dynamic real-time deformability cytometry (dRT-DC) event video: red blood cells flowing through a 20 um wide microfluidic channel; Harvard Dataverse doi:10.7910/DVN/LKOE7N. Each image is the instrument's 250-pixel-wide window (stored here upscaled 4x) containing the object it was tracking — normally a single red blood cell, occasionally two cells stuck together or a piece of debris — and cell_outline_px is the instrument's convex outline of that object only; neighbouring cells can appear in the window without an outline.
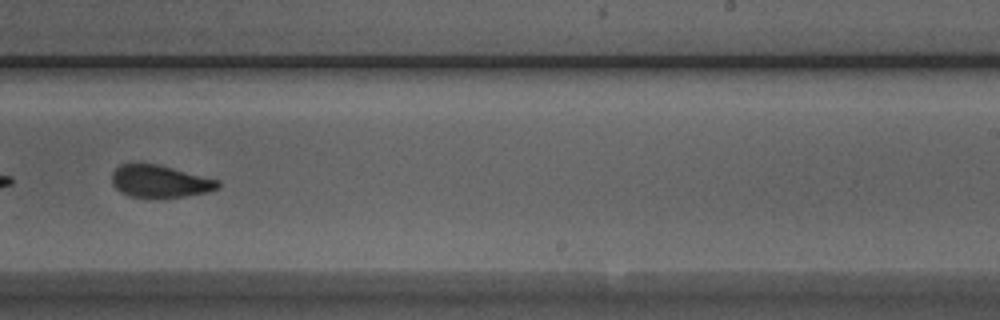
{"species": "Egyptian fruit bat (a non-hibernating species)", "species_latin": "Rousettus aegyptiacus", "temperature_condition": "room temperature", "stored_images_in_passage": 47, "camera_frame_rate_fps": 3000, "um_per_image_px": 0.085, "animal": {"sex": "male"}, "frame": {"image": 1, "passage_image": 27, "time_ms": 8.667, "image_size_px": [1000, 320], "cell_outline_px": [[220, 188], [208, 192], [164, 200], [156, 200], [128, 196], [120, 192], [112, 184], [112, 172], [120, 164], [160, 164], [220, 180]], "centroid_in_image_um": [13.61, 15.46], "position_along_channel_um": 275.4, "area_um2": 20.81}}
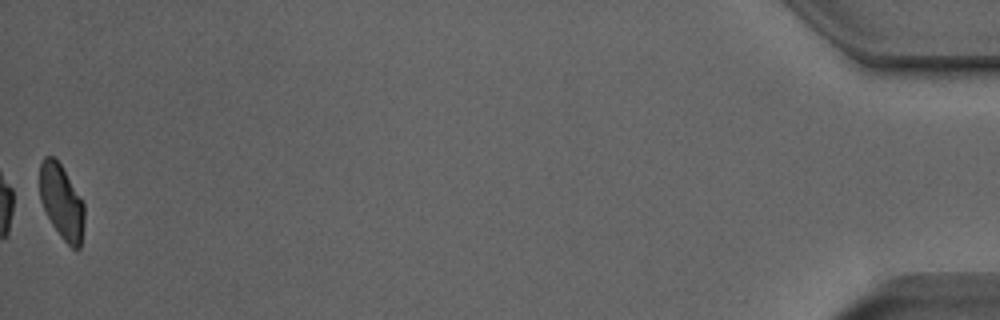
{"frame": {"image": 2, "passage_image": 47, "time_ms": 15.333, "image_size_px": [1000, 320], "cell_outline_px": [[84, 224], [80, 248], [72, 248], [60, 236], [52, 224], [40, 200], [40, 164], [44, 156], [52, 156], [60, 164], [84, 204]], "centroid_in_image_um": [5.23, 17.17], "position_along_channel_um": 430.0, "area_um2": 19.02}, "authors_computed_cell_mechanics": {"area_um2": 20.808, "velocity_mm_per_s": 3.8805, "shape_relaxation_time_tau1_ms": 9.5817, "shape_relaxation_time_tau2_ms": 1.2921, "deformation_change_tau1": 0.1921, "deformation_change_tau2": 0.0688}}